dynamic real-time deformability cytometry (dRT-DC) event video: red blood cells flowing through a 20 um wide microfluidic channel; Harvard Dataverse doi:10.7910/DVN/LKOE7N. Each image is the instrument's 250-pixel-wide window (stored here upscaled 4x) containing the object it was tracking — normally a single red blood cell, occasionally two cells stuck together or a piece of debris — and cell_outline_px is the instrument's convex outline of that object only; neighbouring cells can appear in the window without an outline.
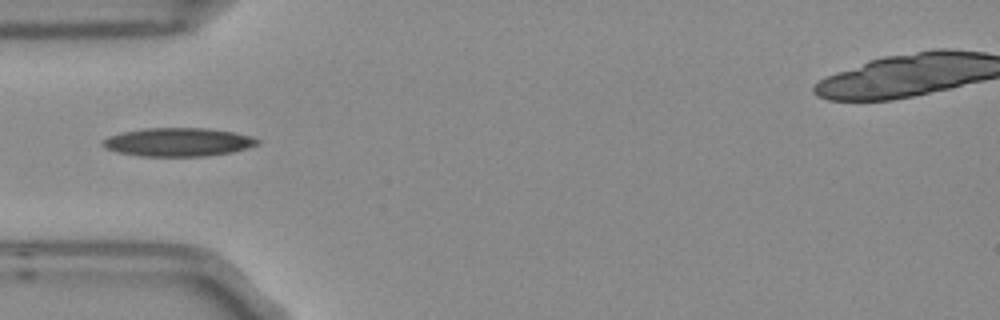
{"species": "Egyptian fruit bat (a non-hibernating species)", "species_latin": "Rousettus aegyptiacus", "temperature_condition": "room temperature", "stored_images_in_passage": 1, "camera_frame_rate_fps": 3000, "um_per_image_px": 0.085, "frame": {"image": 1, "passage_image": 1, "time_ms": 0.0, "image_size_px": [1000, 320], "cell_outline_px": [[260, 144], [248, 148], [232, 152], [204, 156], [140, 156], [120, 152], [108, 148], [100, 144], [100, 140], [108, 136], [124, 132], [144, 128], [208, 128], [232, 132], [252, 136], [260, 140]], "centroid_in_image_um": [15.17, 12.07], "position_along_channel_um": 69.8, "area_um2": 25.66}}